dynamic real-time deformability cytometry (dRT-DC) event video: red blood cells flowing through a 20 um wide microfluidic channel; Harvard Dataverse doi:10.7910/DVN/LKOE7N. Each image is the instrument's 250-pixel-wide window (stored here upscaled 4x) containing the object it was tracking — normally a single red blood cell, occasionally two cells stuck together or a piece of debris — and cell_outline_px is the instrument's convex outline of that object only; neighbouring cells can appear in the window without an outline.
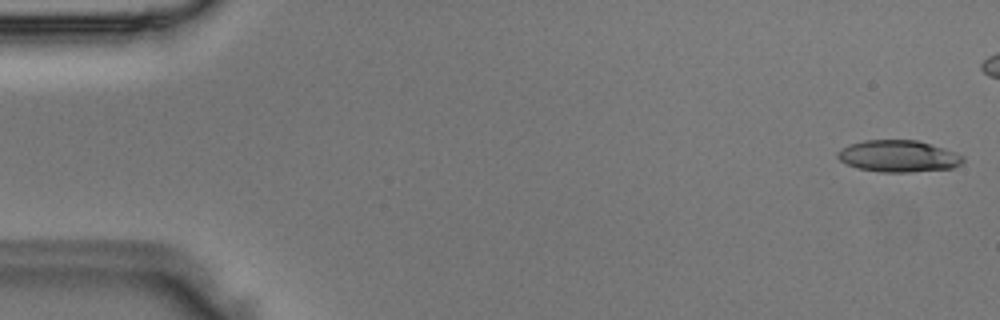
{"species": "Egyptian fruit bat (a non-hibernating species)", "species_latin": "Rousettus aegyptiacus", "temperature_condition": "room temperature", "stored_images_in_passage": 5, "camera_frame_rate_fps": 3000, "um_per_image_px": 0.085, "animal": {"sex": "male"}, "frame": {"image": 1, "passage_image": 1, "time_ms": 0.0, "image_size_px": [1000, 320], "cell_outline_px": [[964, 160], [960, 164], [952, 168], [908, 172], [880, 172], [856, 168], [840, 160], [836, 156], [836, 152], [848, 144], [864, 140], [916, 140], [944, 148], [956, 152], [964, 156]], "centroid_in_image_um": [76.34, 13.27], "position_along_channel_um": 8.7, "area_um2": 23.24}}
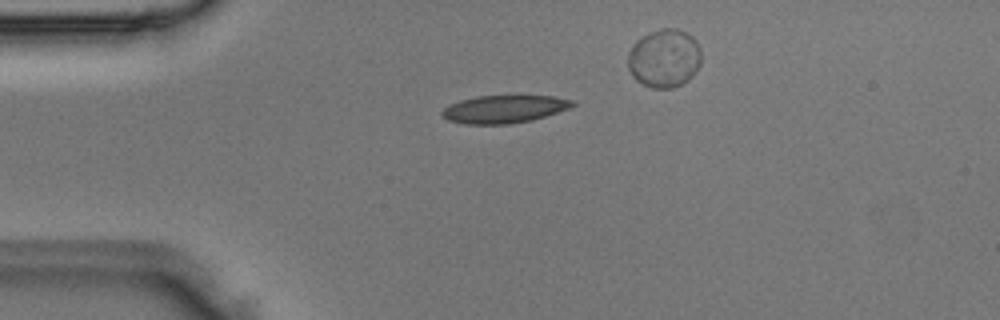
{"frame": {"image": 2, "passage_image": 5, "time_ms": 1.333, "image_size_px": [1000, 320], "cell_outline_px": [[576, 104], [568, 108], [532, 120], [508, 124], [464, 124], [448, 120], [440, 112], [448, 104], [460, 100], [476, 96], [552, 96], [572, 100]], "centroid_in_image_um": [42.8, 9.27], "position_along_channel_um": 42.2, "area_um2": 20.92}}